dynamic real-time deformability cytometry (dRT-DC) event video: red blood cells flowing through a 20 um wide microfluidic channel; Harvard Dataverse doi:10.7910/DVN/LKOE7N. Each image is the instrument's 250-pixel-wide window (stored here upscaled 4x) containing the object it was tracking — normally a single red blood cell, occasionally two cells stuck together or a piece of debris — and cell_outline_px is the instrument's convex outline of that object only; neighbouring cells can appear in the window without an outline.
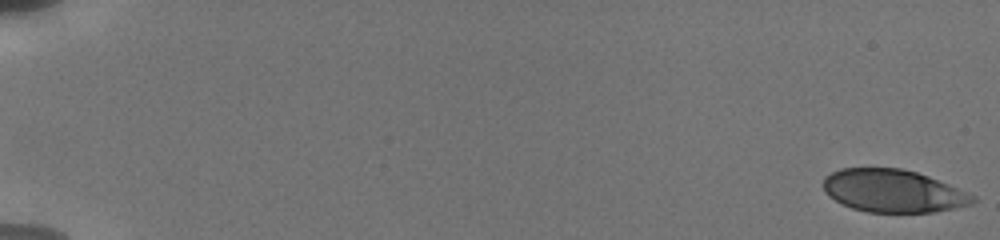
{"species": "human", "species_latin": "Homo sapiens", "temperature_condition": "cold", "stored_images_in_passage": 35, "camera_frame_rate_fps": 3000, "um_per_image_px": 0.085, "donor": {"sex": "male"}, "frame": {"image": 1, "passage_image": 1, "time_ms": 0.0, "image_size_px": [1000, 240], "cell_outline_px": [[976, 200], [972, 204], [936, 212], [868, 212], [852, 208], [828, 196], [824, 192], [824, 176], [840, 168], [900, 168], [916, 172], [928, 176], [948, 184], [976, 196]], "centroid_in_image_um": [75.91, 16.23], "position_along_channel_um": 9.1, "area_um2": 37.11}}
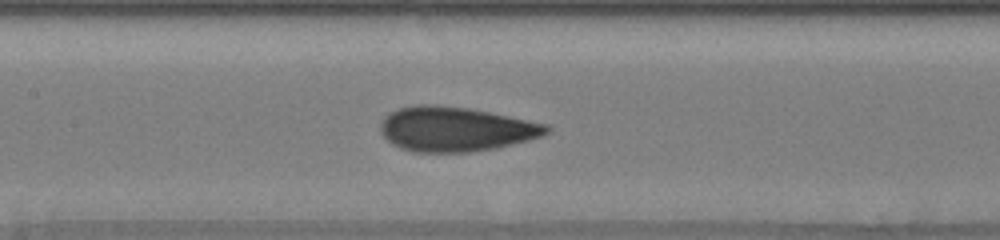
{"frame": {"image": 2, "passage_image": 20, "time_ms": 9.333, "image_size_px": [1000, 240], "cell_outline_px": [[552, 132], [544, 136], [496, 148], [468, 152], [412, 152], [400, 148], [392, 144], [380, 132], [380, 124], [384, 116], [400, 108], [416, 104], [436, 104], [468, 108], [548, 124], [552, 128]], "centroid_in_image_um": [38.74, 10.97], "position_along_channel_um": 168.7, "area_um2": 43.35}}
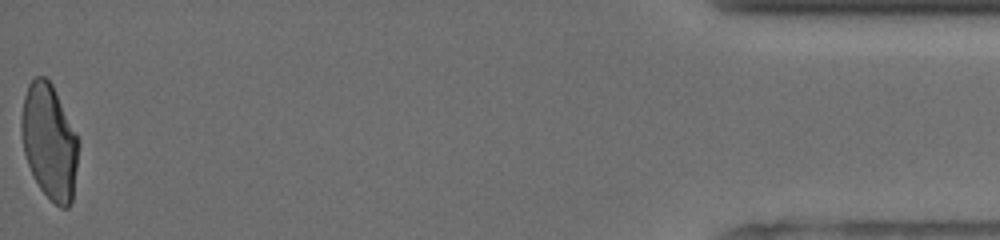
{"frame": {"image": 3, "passage_image": 35, "time_ms": 18.333, "image_size_px": [1000, 240], "cell_outline_px": [[80, 144], [72, 204], [68, 208], [60, 208], [40, 188], [28, 164], [24, 152], [20, 132], [20, 120], [24, 96], [28, 84], [36, 76], [44, 76], [52, 84]], "centroid_in_image_um": [4.19, 12.06], "position_along_channel_um": 431.0, "area_um2": 38.15}, "authors_computed_cell_mechanics": {"area_um2": 40.3444, "velocity_mm_per_s": 3.8024, "shape_relaxation_time_tau1_ms": 4.5235, "shape_relaxation_time_tau2_ms": 0.8556, "deformation_change_tau1": 0.1368, "deformation_change_tau2": 0.0517}}